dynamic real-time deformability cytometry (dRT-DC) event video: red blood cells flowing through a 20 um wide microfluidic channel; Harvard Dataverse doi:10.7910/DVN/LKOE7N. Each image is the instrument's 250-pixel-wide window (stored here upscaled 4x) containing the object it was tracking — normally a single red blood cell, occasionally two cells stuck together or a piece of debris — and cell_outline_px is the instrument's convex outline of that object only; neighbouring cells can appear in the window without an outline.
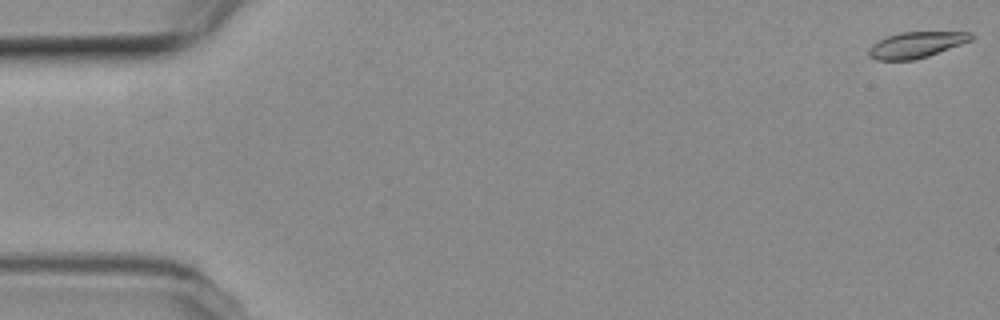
{"species": "common noctule bat (a hibernating species)", "species_latin": "Nyctalus noctula", "temperature_condition": "room temperature", "stored_images_in_passage": 11, "camera_frame_rate_fps": 3000, "um_per_image_px": 0.085, "animal": {"sex": "female", "body_mass_g": 19.3, "forearm_length_mm": 54.1}, "frame": {"image": 1, "passage_image": 1, "time_ms": 0.0, "image_size_px": [1000, 320], "cell_outline_px": [[972, 40], [928, 56], [912, 60], [876, 60], [868, 56], [868, 48], [872, 44], [888, 36], [900, 32], [972, 32]], "centroid_in_image_um": [77.84, 3.81], "position_along_channel_um": 7.2, "area_um2": 15.37}}